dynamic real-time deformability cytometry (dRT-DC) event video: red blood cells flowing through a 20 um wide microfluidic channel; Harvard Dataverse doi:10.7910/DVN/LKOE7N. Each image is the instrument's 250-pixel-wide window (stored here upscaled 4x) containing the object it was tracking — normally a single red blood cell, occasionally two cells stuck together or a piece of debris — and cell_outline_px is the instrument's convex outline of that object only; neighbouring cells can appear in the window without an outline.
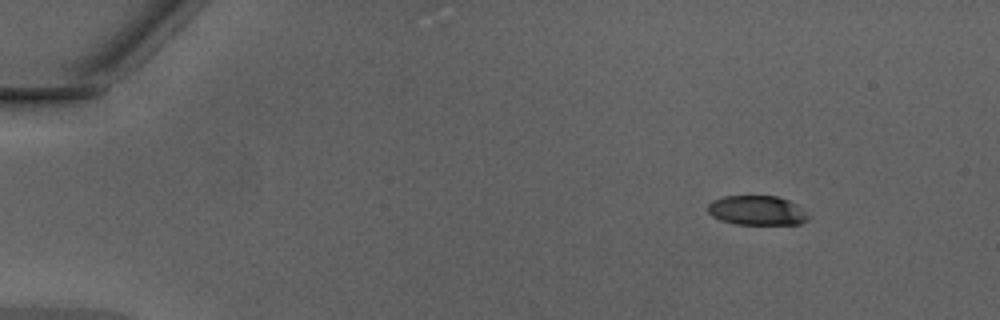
{"species": "Egyptian fruit bat (a non-hibernating species)", "species_latin": "Rousettus aegyptiacus", "temperature_condition": "warm", "stored_images_in_passage": 49, "camera_frame_rate_fps": 3000, "um_per_image_px": 0.085, "animal": {"sex": "male"}, "frame": {"image": 1, "passage_image": 6, "time_ms": 1.667, "image_size_px": [1000, 320], "cell_outline_px": [[808, 220], [800, 224], [736, 224], [720, 220], [712, 216], [708, 212], [708, 204], [712, 200], [724, 196], [776, 196], [788, 200], [796, 204], [808, 212]], "centroid_in_image_um": [64.35, 17.89], "position_along_channel_um": 20.7, "area_um2": 17.34}}
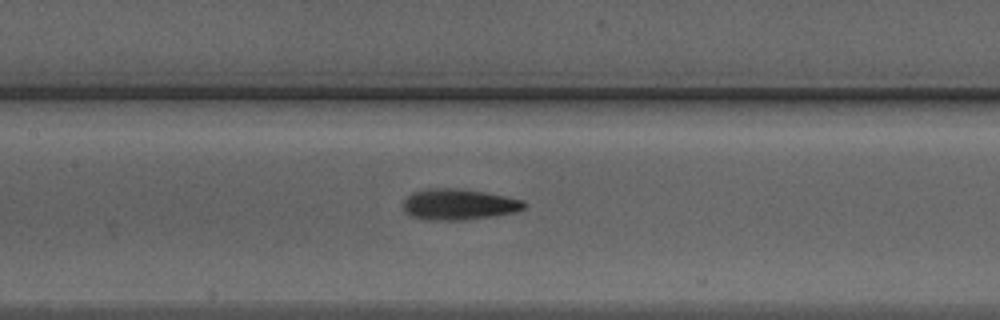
{"frame": {"image": 2, "passage_image": 24, "time_ms": 7.667, "image_size_px": [1000, 320], "cell_outline_px": [[528, 204], [524, 208], [516, 212], [492, 216], [464, 220], [424, 220], [412, 216], [404, 208], [404, 200], [412, 192], [428, 188], [452, 188], [484, 192], [524, 200]], "centroid_in_image_um": [39.01, 17.37], "position_along_channel_um": 168.4, "area_um2": 21.73}}
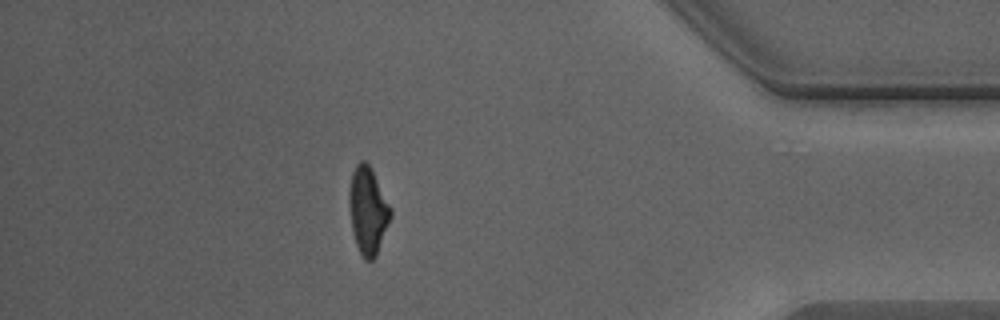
{"frame": {"image": 3, "passage_image": 43, "time_ms": 14.0, "image_size_px": [1000, 320], "cell_outline_px": [[392, 216], [376, 256], [372, 260], [364, 260], [356, 244], [352, 232], [352, 172], [356, 164], [360, 160], [364, 160], [372, 168], [392, 208]], "centroid_in_image_um": [31.34, 17.91], "position_along_channel_um": 403.9, "area_um2": 20.4}, "authors_computed_cell_mechanics": {"area_um2": 20.5768, "velocity_mm_per_s": 4.3178, "shape_relaxation_time_tau1_ms": 3.7713, "shape_relaxation_time_tau2_ms": 2.0745, "deformation_change_tau1": 0.1688, "deformation_change_tau2": 0.1139}}